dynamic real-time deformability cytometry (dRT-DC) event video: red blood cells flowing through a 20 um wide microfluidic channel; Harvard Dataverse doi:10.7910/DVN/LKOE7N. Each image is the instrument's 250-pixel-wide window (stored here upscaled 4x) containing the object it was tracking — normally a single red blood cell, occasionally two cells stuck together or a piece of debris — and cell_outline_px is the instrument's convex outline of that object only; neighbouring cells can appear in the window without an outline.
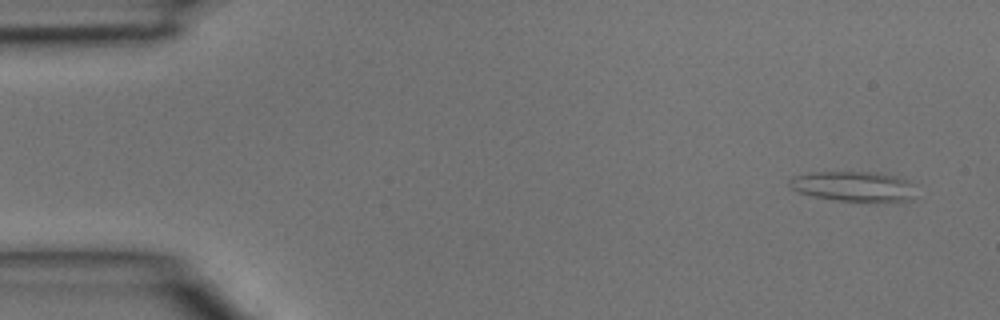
{"species": "common noctule bat (a hibernating species)", "species_latin": "Nyctalus noctula", "temperature_condition": "room temperature", "stored_images_in_passage": 4, "camera_frame_rate_fps": 3000, "um_per_image_px": 0.085, "animal": {"sex": "male", "body_mass_g": 15.6}, "frame": {"image": 1, "passage_image": 1, "time_ms": 0.0, "image_size_px": [1000, 320], "cell_outline_px": [[916, 196], [912, 200], [876, 204], [836, 200], [812, 196], [788, 188], [788, 180], [792, 176], [808, 172], [880, 172], [896, 176], [908, 180]], "centroid_in_image_um": [72.56, 15.87], "position_along_channel_um": 12.4, "area_um2": 23.12}}
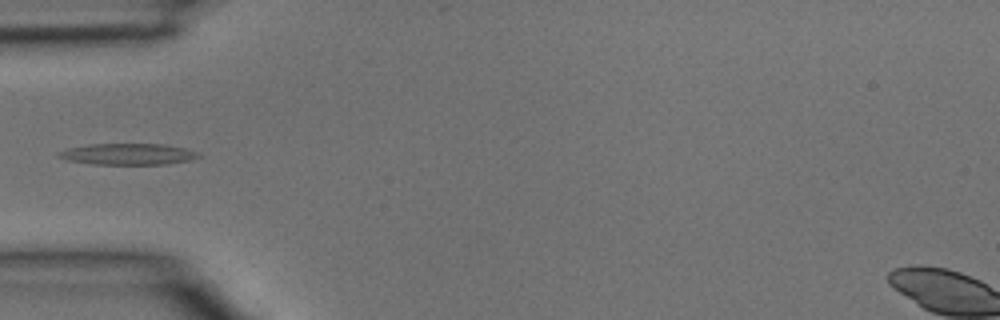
{"frame": {"image": 2, "passage_image": 4, "time_ms": 1.0, "image_size_px": [1000, 320], "cell_outline_px": [[200, 156], [188, 160], [168, 164], [92, 164], [68, 160], [56, 156], [56, 152], [68, 148], [88, 144], [164, 144], [184, 148], [200, 152]], "centroid_in_image_um": [10.85, 13.09], "position_along_channel_um": 74.2, "area_um2": 17.34}}